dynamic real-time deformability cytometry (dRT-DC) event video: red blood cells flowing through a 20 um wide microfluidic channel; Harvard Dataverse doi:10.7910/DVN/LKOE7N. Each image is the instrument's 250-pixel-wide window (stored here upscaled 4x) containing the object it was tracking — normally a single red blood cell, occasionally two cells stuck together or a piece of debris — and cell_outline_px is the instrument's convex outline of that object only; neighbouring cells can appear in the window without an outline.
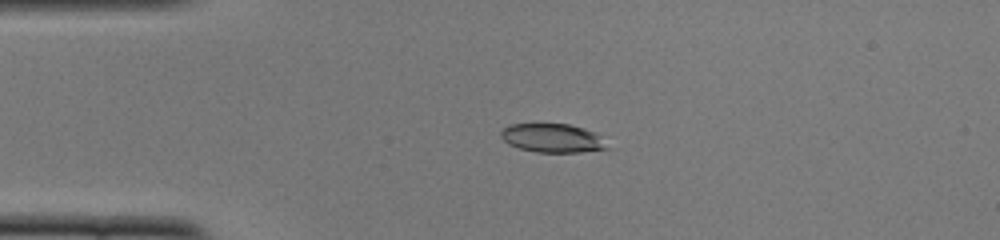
{"species": "common noctule bat (a hibernating species)", "species_latin": "Nyctalus noctula", "temperature_condition": "cold", "stored_images_in_passage": 41, "camera_frame_rate_fps": 3000, "um_per_image_px": 0.085, "animal": {"sex": "female", "body_mass_g": 22.0, "forearm_length_mm": 56.7}, "frame": {"image": 1, "passage_image": 1, "time_ms": 0.0, "image_size_px": [1000, 240], "cell_outline_px": [[612, 148], [580, 152], [536, 152], [520, 148], [508, 144], [500, 136], [500, 132], [504, 128], [512, 124], [568, 124], [584, 128], [592, 132]], "centroid_in_image_um": [46.94, 11.74], "position_along_channel_um": 38.1, "area_um2": 17.57}}
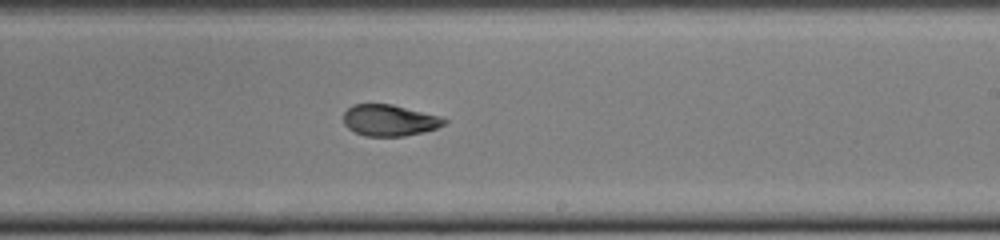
{"frame": {"image": 2, "passage_image": 20, "time_ms": 6.333, "image_size_px": [1000, 240], "cell_outline_px": [[448, 120], [444, 124], [436, 128], [424, 132], [404, 136], [364, 136], [348, 128], [344, 124], [344, 112], [352, 104], [392, 104], [440, 116]], "centroid_in_image_um": [33.1, 10.22], "position_along_channel_um": 255.9, "area_um2": 18.38}}
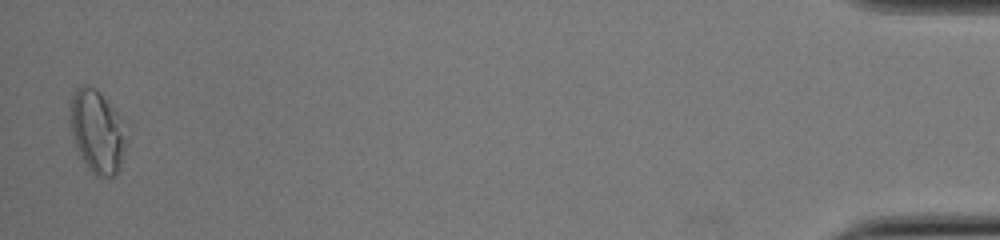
{"frame": {"image": 3, "passage_image": 40, "time_ms": 13.0, "image_size_px": [1000, 240], "cell_outline_px": [[132, 124], [120, 168], [112, 176], [104, 180], [96, 176], [88, 168], [80, 156], [76, 148], [72, 136], [68, 116], [68, 108], [72, 92], [80, 84], [88, 84], [96, 88]], "centroid_in_image_um": [8.32, 11.12], "position_along_channel_um": 426.9, "area_um2": 29.25}, "authors_computed_cell_mechanics": {"area_um2": 19.363, "velocity_mm_per_s": 3.9058, "shape_relaxation_time_tau1_ms": 3.6792, "shape_relaxation_time_tau2_ms": 1.7966, "deformation_change_tau1": 0.1644, "deformation_change_tau2": 0.0846}}